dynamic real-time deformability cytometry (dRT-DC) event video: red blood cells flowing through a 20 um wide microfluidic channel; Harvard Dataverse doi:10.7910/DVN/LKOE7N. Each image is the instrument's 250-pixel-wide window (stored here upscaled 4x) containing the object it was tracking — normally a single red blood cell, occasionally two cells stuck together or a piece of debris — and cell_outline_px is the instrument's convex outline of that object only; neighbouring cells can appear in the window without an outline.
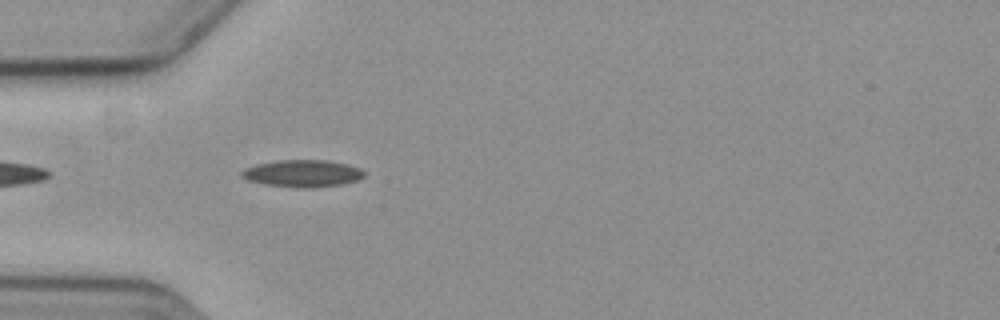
{"species": "common noctule bat (a hibernating species)", "species_latin": "Nyctalus noctula", "temperature_condition": "cold", "stored_images_in_passage": 37, "camera_frame_rate_fps": 3000, "um_per_image_px": 0.085, "animal": {"sex": "female", "body_mass_g": 19.3, "forearm_length_mm": 54.1}, "frame": {"image": 1, "passage_image": 2, "time_ms": 0.333, "image_size_px": [1000, 320], "cell_outline_px": [[364, 176], [356, 180], [340, 184], [304, 188], [268, 184], [248, 180], [240, 176], [240, 172], [244, 168], [256, 164], [276, 160], [328, 160], [348, 164], [360, 168], [364, 172]], "centroid_in_image_um": [25.69, 14.72], "position_along_channel_um": 59.3, "area_um2": 19.13}}
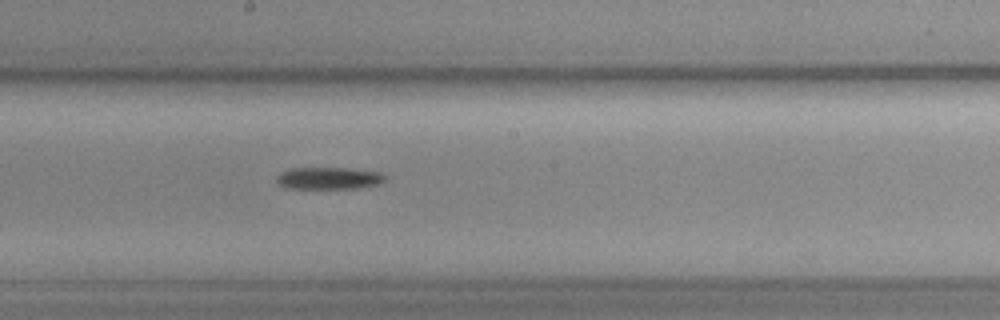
{"frame": {"image": 2, "passage_image": 12, "time_ms": 3.667, "image_size_px": [1000, 320], "cell_outline_px": [[388, 180], [380, 184], [356, 188], [284, 188], [276, 180], [276, 176], [280, 172], [288, 168], [348, 168], [380, 172]], "centroid_in_image_um": [27.94, 15.14], "position_along_channel_um": 220.3, "area_um2": 14.05}}
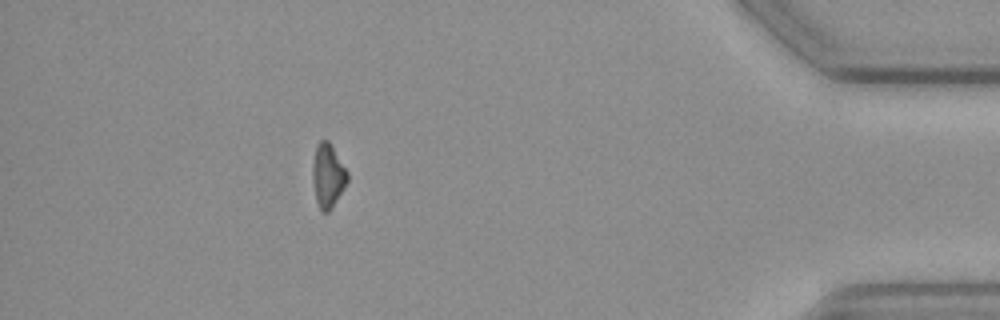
{"frame": {"image": 3, "passage_image": 32, "time_ms": 10.333, "image_size_px": [1000, 320], "cell_outline_px": [[348, 180], [344, 188], [332, 208], [328, 212], [320, 212], [316, 200], [312, 180], [312, 164], [316, 144], [320, 140], [328, 140], [348, 172]], "centroid_in_image_um": [27.85, 14.94], "position_along_channel_um": 407.4, "area_um2": 13.06}}